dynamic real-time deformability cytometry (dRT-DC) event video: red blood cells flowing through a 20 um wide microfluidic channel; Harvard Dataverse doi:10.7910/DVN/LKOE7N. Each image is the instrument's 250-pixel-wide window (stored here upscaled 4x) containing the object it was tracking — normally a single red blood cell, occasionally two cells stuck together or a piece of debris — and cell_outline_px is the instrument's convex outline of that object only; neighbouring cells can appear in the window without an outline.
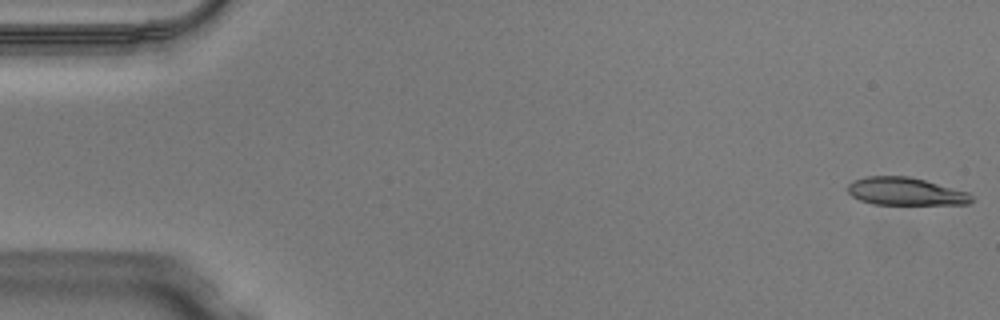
{"species": "Egyptian fruit bat (a non-hibernating species)", "species_latin": "Rousettus aegyptiacus", "temperature_condition": "warm", "stored_images_in_passage": 49, "camera_frame_rate_fps": 3000, "um_per_image_px": 0.085, "animal": {"sex": "male"}, "frame": {"image": 1, "passage_image": 1, "time_ms": 0.0, "image_size_px": [1000, 320], "cell_outline_px": [[976, 200], [968, 204], [872, 204], [860, 200], [852, 196], [848, 192], [848, 184], [864, 176], [908, 176], [924, 180], [968, 192]], "centroid_in_image_um": [76.98, 16.27], "position_along_channel_um": 8.0, "area_um2": 19.94}}
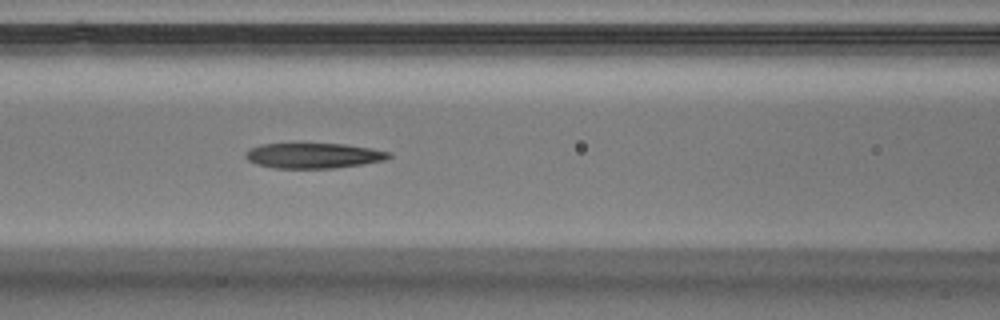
{"frame": {"image": 2, "passage_image": 21, "time_ms": 6.667, "image_size_px": [1000, 320], "cell_outline_px": [[392, 156], [384, 160], [360, 164], [332, 168], [276, 168], [256, 164], [248, 160], [244, 156], [244, 152], [248, 148], [260, 144], [344, 144], [372, 148], [392, 152]], "centroid_in_image_um": [26.62, 13.22], "position_along_channel_um": 140.0, "area_um2": 21.1}}
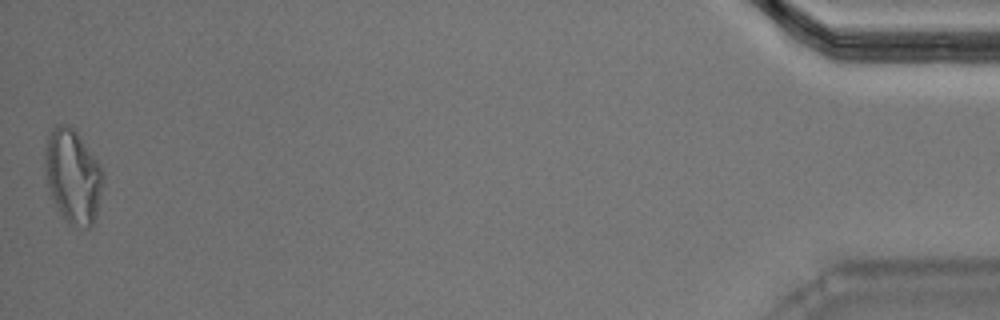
{"frame": {"image": 3, "passage_image": 49, "time_ms": 16.0, "image_size_px": [1000, 320], "cell_outline_px": [[104, 180], [96, 216], [92, 224], [88, 228], [84, 228], [68, 224], [60, 212], [48, 192], [44, 168], [44, 152], [48, 136], [52, 128], [56, 124], [68, 124], [76, 132], [96, 160], [104, 176]], "centroid_in_image_um": [6.16, 14.99], "position_along_channel_um": 429.0, "area_um2": 31.79}, "authors_computed_cell_mechanics": {"area_um2": 21.675, "velocity_mm_per_s": 4.0947, "shape_relaxation_time_tau1_ms": null, "shape_relaxation_time_tau2_ms": 6.8833, "deformation_change_tau1": null, "deformation_change_tau2": 0.2248}}